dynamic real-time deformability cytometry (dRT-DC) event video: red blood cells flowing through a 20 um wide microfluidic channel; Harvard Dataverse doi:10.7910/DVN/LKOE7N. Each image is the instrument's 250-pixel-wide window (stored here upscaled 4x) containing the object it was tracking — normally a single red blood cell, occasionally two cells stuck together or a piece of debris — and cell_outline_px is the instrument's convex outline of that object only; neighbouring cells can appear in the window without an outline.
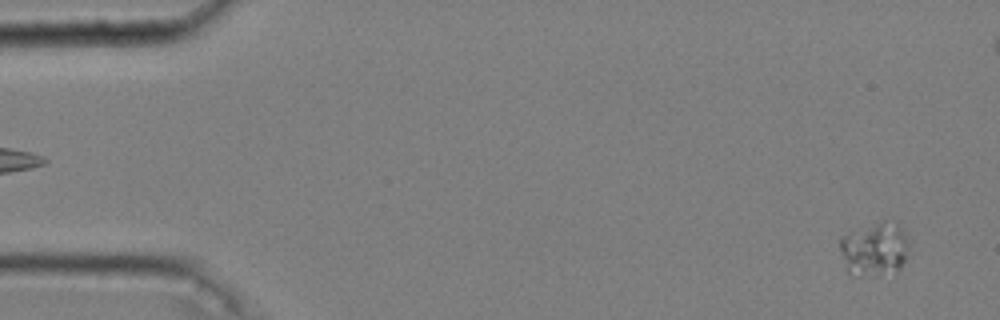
{"species": "common noctule bat (a hibernating species)", "species_latin": "Nyctalus noctula", "temperature_condition": "cold", "stored_images_in_passage": 17, "camera_frame_rate_fps": 3000, "um_per_image_px": 0.085, "animal": {"sex": "male", "body_mass_g": 20.4}, "frame": {"image": 1, "passage_image": 3, "time_ms": 0.667, "image_size_px": [1000, 320], "cell_outline_px": [[908, 248], [904, 260], [900, 268], [896, 272], [880, 276], [852, 276], [848, 272], [840, 248], [840, 236], [884, 220], [896, 220], [908, 240]], "centroid_in_image_um": [74.35, 21.19], "position_along_channel_um": 10.7, "area_um2": 21.73}}